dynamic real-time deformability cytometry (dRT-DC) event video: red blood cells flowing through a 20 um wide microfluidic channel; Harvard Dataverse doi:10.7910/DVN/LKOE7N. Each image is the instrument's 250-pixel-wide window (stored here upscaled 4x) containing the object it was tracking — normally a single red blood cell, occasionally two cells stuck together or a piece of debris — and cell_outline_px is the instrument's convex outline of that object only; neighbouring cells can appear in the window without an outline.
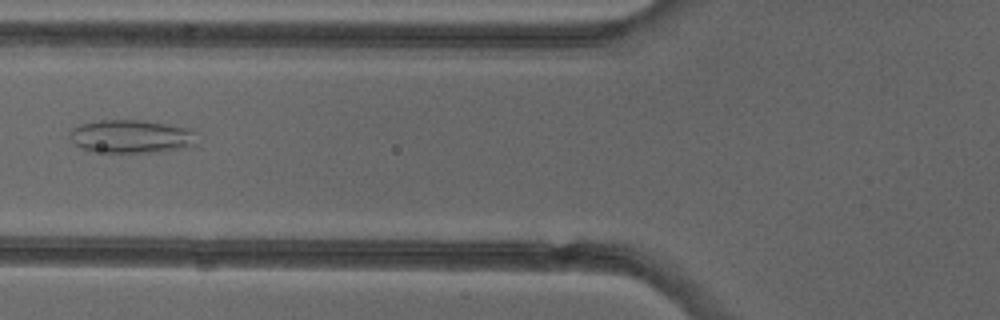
{"species": "common noctule bat (a hibernating species)", "species_latin": "Nyctalus noctula", "temperature_condition": "cold", "stored_images_in_passage": 6, "camera_frame_rate_fps": 3000, "um_per_image_px": 0.085, "animal": {"sex": "female"}, "frame": {"image": 1, "passage_image": 6, "time_ms": 6.0, "image_size_px": [1000, 320], "cell_outline_px": [[200, 144], [192, 148], [160, 152], [92, 152], [80, 148], [72, 144], [68, 136], [68, 132], [72, 128], [80, 124], [100, 120], [144, 120], [192, 128], [196, 132]], "centroid_in_image_um": [11.23, 11.61], "position_along_channel_um": 114.6, "area_um2": 25.72}}